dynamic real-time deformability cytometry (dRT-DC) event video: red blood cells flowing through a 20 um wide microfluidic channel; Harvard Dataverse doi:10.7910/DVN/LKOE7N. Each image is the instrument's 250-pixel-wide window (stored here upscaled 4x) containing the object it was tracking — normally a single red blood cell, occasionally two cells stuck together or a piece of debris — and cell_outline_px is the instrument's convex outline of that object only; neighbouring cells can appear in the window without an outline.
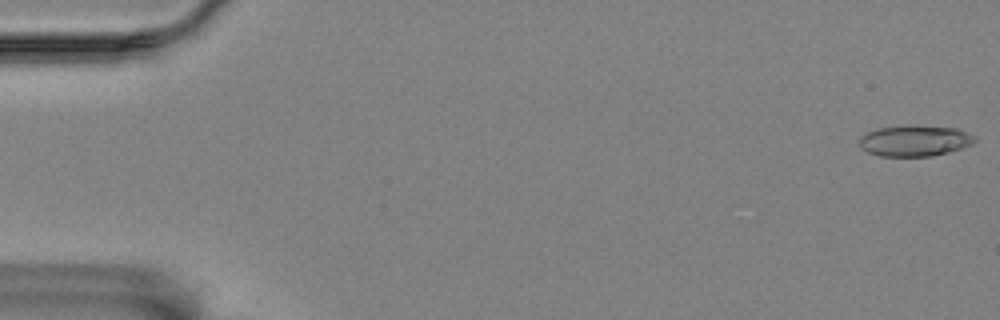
{"species": "Egyptian fruit bat (a non-hibernating species)", "species_latin": "Rousettus aegyptiacus", "temperature_condition": "room temperature", "stored_images_in_passage": 11, "camera_frame_rate_fps": 3000, "um_per_image_px": 0.085, "animal": {"sex": "female"}, "frame": {"image": 1, "passage_image": 1, "time_ms": 0.0, "image_size_px": [1000, 320], "cell_outline_px": [[976, 140], [972, 144], [948, 152], [932, 156], [880, 156], [868, 152], [860, 148], [860, 136], [876, 128], [908, 124], [912, 124], [956, 128], [976, 136]], "centroid_in_image_um": [77.74, 11.94], "position_along_channel_um": 7.3, "area_um2": 21.1}}